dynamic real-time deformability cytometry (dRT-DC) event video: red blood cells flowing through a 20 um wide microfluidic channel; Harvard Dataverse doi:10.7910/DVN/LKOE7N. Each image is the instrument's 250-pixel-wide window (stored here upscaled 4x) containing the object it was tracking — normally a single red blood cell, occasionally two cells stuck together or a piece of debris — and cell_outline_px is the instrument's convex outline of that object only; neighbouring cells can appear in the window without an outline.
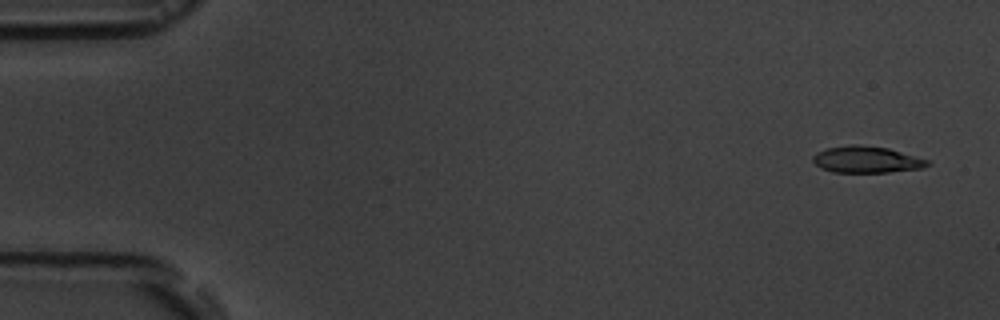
{"species": "common noctule bat (a hibernating species)", "species_latin": "Nyctalus noctula", "temperature_condition": "room temperature", "stored_images_in_passage": 5, "camera_frame_rate_fps": 3000, "um_per_image_px": 0.085, "animal": {"sex": "male", "body_mass_g": 19.5, "forearm_length_mm": 54.6}, "frame": {"image": 1, "passage_image": 1, "time_ms": 0.0, "image_size_px": [1000, 320], "cell_outline_px": [[932, 164], [924, 168], [888, 172], [832, 172], [820, 168], [812, 160], [812, 156], [816, 152], [828, 148], [852, 144], [860, 144], [888, 148], [928, 160]], "centroid_in_image_um": [73.65, 13.56], "position_along_channel_um": 11.4, "area_um2": 17.8}}
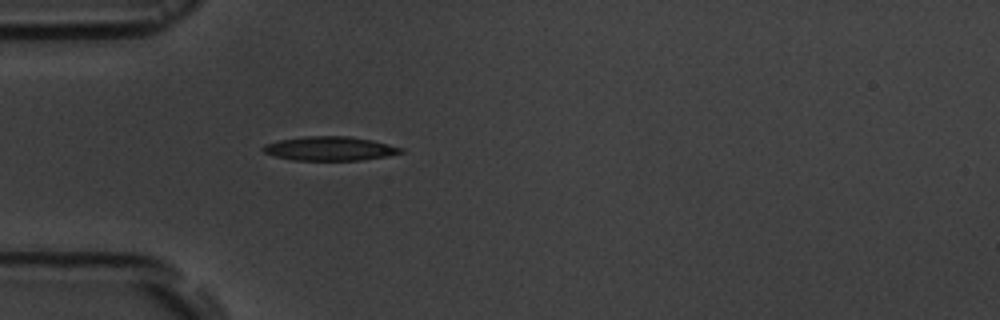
{"frame": {"image": 2, "passage_image": 5, "time_ms": 4.667, "image_size_px": [1000, 320], "cell_outline_px": [[404, 152], [388, 156], [360, 160], [292, 160], [276, 156], [264, 152], [260, 148], [264, 144], [280, 140], [304, 136], [348, 136], [372, 140], [404, 148]], "centroid_in_image_um": [28.04, 12.62], "position_along_channel_um": 57.0, "area_um2": 19.31}}